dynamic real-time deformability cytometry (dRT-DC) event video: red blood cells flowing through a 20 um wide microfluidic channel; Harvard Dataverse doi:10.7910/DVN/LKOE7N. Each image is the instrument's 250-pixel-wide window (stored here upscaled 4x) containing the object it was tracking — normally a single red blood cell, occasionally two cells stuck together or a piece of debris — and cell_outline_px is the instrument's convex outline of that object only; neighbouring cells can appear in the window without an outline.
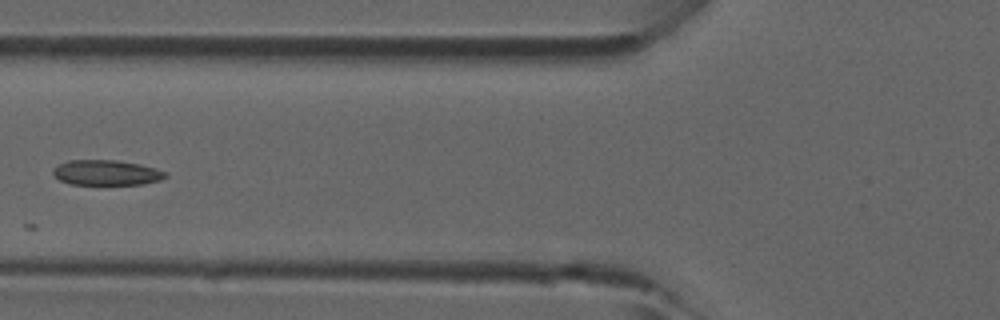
{"species": "common noctule bat (a hibernating species)", "species_latin": "Nyctalus noctula", "temperature_condition": "room temperature", "stored_images_in_passage": 6, "camera_frame_rate_fps": 3000, "um_per_image_px": 0.085, "animal": {"sex": "male", "forearm_length_mm": 52.5}, "frame": {"image": 1, "passage_image": 6, "time_ms": 1.667, "image_size_px": [1000, 320], "cell_outline_px": [[168, 176], [160, 180], [144, 184], [72, 184], [60, 180], [52, 172], [52, 168], [68, 160], [116, 160], [140, 164], [156, 168], [168, 172]], "centroid_in_image_um": [9.08, 14.67], "position_along_channel_um": 116.7, "area_um2": 16.53}}